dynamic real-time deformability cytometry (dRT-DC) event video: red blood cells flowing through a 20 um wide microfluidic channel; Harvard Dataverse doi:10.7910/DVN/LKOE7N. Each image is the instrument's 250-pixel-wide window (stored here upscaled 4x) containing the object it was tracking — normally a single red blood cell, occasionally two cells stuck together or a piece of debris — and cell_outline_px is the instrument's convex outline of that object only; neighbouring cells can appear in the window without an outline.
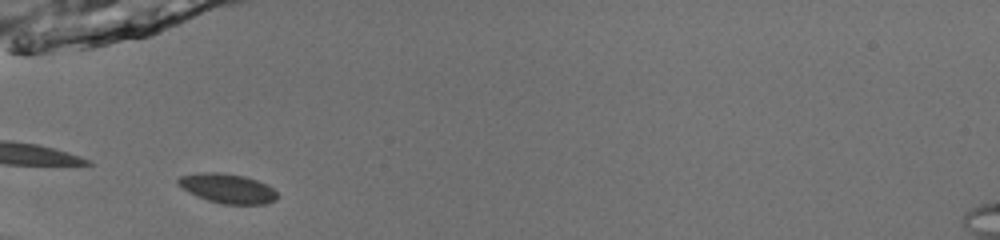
{"species": "common noctule bat (a hibernating species)", "species_latin": "Nyctalus noctula", "temperature_condition": "room temperature", "stored_images_in_passage": 28, "camera_frame_rate_fps": 3000, "um_per_image_px": 0.085, "animal": {"sex": "male", "body_mass_g": 13.0, "forearm_length_mm": 53.1}, "frame": {"image": 1, "passage_image": 5, "time_ms": 1.333, "image_size_px": [1000, 240], "cell_outline_px": [[276, 200], [264, 204], [220, 204], [208, 200], [184, 188], [176, 180], [180, 176], [196, 172], [220, 172], [244, 176], [268, 184], [276, 192]], "centroid_in_image_um": [19.37, 16.0], "position_along_channel_um": 65.6, "area_um2": 16.82}}